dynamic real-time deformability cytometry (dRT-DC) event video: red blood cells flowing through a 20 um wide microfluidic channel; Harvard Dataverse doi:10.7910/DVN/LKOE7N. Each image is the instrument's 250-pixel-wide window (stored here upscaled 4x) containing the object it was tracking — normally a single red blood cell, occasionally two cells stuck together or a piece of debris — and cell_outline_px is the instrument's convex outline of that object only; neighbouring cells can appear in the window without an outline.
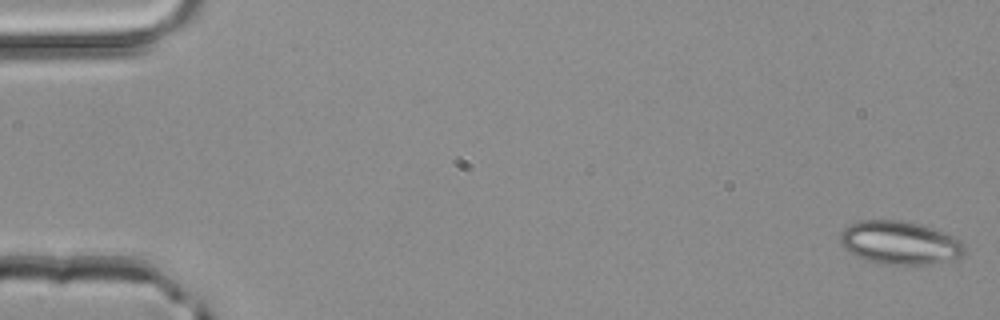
{"species": "common noctule bat (a hibernating species)", "species_latin": "Nyctalus noctula", "temperature_condition": "room temperature", "stored_images_in_passage": 50, "camera_frame_rate_fps": 3000, "um_per_image_px": 0.085, "animal": {"sex": "male", "body_mass_g": 20.4}, "frame": {"image": 1, "passage_image": 1, "time_ms": 0.0, "image_size_px": [1000, 320], "cell_outline_px": [[964, 252], [960, 256], [952, 260], [928, 264], [884, 264], [868, 260], [856, 256], [844, 248], [840, 240], [840, 232], [848, 224], [860, 220], [900, 220], [920, 224], [944, 232], [960, 240], [964, 244]], "centroid_in_image_um": [76.46, 20.62], "position_along_channel_um": 8.5, "area_um2": 31.27}}
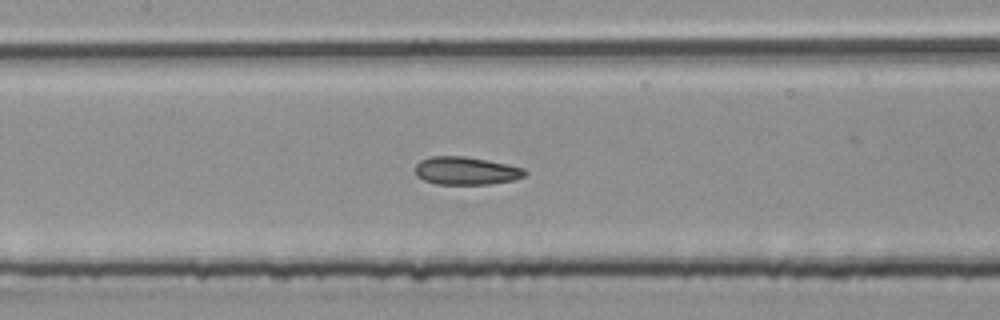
{"frame": {"image": 2, "passage_image": 24, "time_ms": 7.667, "image_size_px": [1000, 320], "cell_outline_px": [[528, 172], [524, 176], [512, 180], [488, 184], [436, 184], [424, 180], [416, 176], [416, 164], [420, 160], [432, 156], [464, 156], [488, 160], [508, 164], [524, 168]], "centroid_in_image_um": [39.61, 14.51], "position_along_channel_um": 167.8, "area_um2": 17.86}}
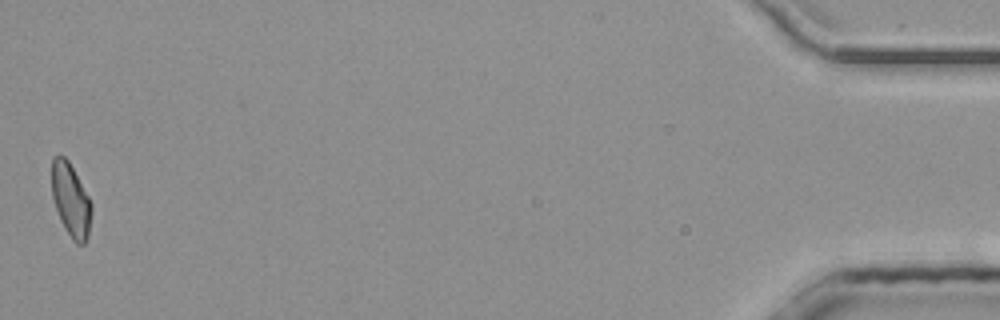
{"frame": {"image": 3, "passage_image": 50, "time_ms": 16.333, "image_size_px": [1000, 320], "cell_outline_px": [[92, 212], [88, 236], [84, 244], [76, 244], [72, 240], [60, 220], [52, 196], [52, 156], [64, 156], [68, 160], [88, 196], [92, 204]], "centroid_in_image_um": [6.02, 17.03], "position_along_channel_um": 429.2, "area_um2": 16.88}, "authors_computed_cell_mechanics": {"area_um2": 17.918, "velocity_mm_per_s": 4.182, "shape_relaxation_time_tau1_ms": 4.165, "shape_relaxation_time_tau2_ms": 1.6644, "deformation_change_tau1": 0.1157, "deformation_change_tau2": 0.0808}}